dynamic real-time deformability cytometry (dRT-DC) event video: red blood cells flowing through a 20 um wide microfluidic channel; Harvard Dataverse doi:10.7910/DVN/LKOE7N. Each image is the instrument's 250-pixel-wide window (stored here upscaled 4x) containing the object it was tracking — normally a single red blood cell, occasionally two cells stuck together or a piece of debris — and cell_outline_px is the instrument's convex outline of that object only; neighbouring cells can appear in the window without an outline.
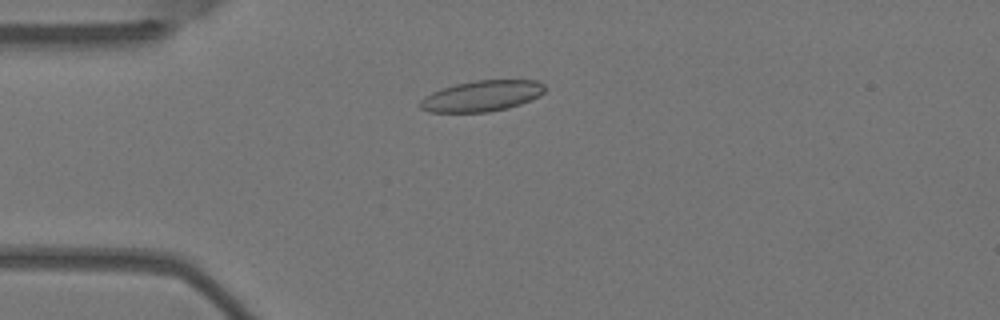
{"species": "Egyptian fruit bat (a non-hibernating species)", "species_latin": "Rousettus aegyptiacus", "temperature_condition": "warm", "stored_images_in_passage": 5, "camera_frame_rate_fps": 3000, "um_per_image_px": 0.085, "animal": {"sex": "female"}, "frame": {"image": 1, "passage_image": 4, "time_ms": 1.0, "image_size_px": [1000, 320], "cell_outline_px": [[544, 92], [540, 96], [520, 104], [508, 108], [488, 112], [428, 112], [420, 108], [420, 100], [424, 96], [440, 88], [456, 84], [476, 80], [536, 80], [544, 84]], "centroid_in_image_um": [40.94, 8.16], "position_along_channel_um": 44.1, "area_um2": 22.48}}